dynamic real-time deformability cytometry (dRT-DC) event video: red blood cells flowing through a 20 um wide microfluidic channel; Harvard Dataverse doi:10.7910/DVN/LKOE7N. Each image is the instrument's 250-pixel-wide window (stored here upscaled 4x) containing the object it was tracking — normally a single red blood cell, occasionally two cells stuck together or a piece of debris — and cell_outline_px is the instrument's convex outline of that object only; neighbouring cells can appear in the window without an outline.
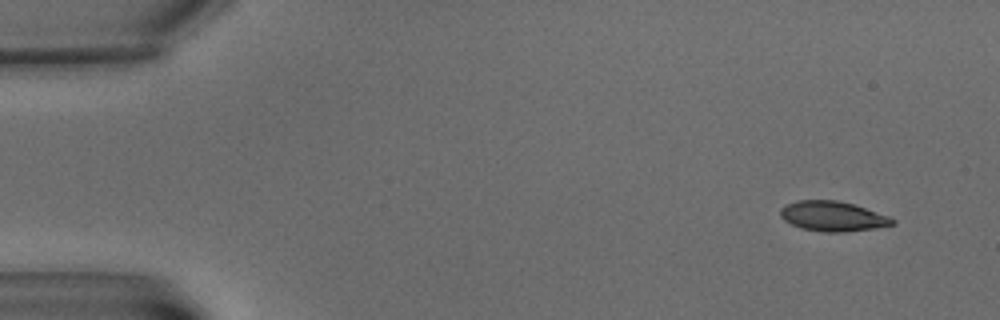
{"species": "common noctule bat (a hibernating species)", "species_latin": "Nyctalus noctula", "temperature_condition": "warm", "stored_images_in_passage": 3, "camera_frame_rate_fps": 3000, "um_per_image_px": 0.085, "animal": {"sex": "male", "body_mass_g": 15.6}, "frame": {"image": 1, "passage_image": 3, "time_ms": 3.0, "image_size_px": [1000, 320], "cell_outline_px": [[896, 224], [872, 228], [844, 232], [824, 232], [800, 228], [784, 220], [780, 216], [780, 208], [796, 200], [836, 200], [852, 204], [888, 216], [896, 220]], "centroid_in_image_um": [70.75, 18.38], "position_along_channel_um": 14.2, "area_um2": 19.36}}